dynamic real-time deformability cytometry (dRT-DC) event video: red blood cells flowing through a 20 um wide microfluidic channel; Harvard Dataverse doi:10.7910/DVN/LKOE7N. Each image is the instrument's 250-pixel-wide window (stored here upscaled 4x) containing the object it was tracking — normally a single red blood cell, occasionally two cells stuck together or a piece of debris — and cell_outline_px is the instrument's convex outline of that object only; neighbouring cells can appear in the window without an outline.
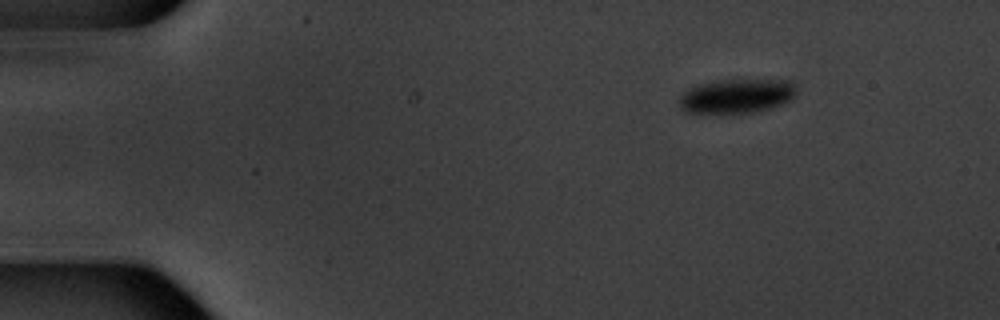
{"species": "common noctule bat (a hibernating species)", "species_latin": "Nyctalus noctula", "temperature_condition": "warm", "stored_images_in_passage": 7, "segment_of_instrument_passage": [2, 2], "camera_frame_rate_fps": 3000, "um_per_image_px": 0.085, "animal": {"sex": "male", "body_mass_g": 20.1, "forearm_length_mm": 53.5}, "frame": {"image": 1, "passage_image": 7, "time_ms": 7.0, "image_size_px": [1000, 320], "cell_outline_px": [[796, 92], [792, 100], [772, 108], [752, 112], [688, 112], [680, 108], [680, 96], [688, 88], [700, 84], [716, 80], [792, 80], [796, 88]], "centroid_in_image_um": [62.66, 8.14], "position_along_channel_um": 22.3, "area_um2": 23.24}}